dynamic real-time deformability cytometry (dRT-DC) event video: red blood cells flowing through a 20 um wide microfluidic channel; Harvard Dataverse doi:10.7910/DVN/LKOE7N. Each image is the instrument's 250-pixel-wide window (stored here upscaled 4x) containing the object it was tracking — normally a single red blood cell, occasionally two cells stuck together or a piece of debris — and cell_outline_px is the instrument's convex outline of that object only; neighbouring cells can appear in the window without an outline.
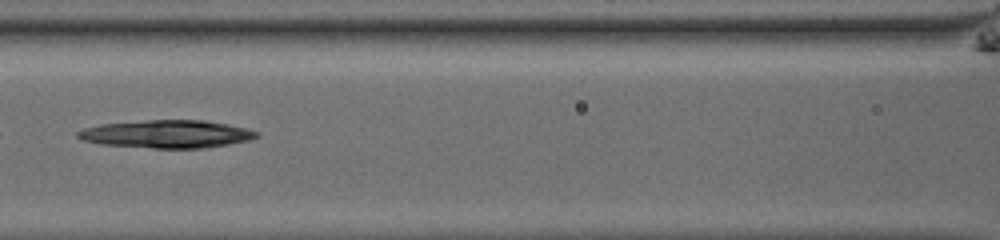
{"species": "common noctule bat (a hibernating species)", "species_latin": "Nyctalus noctula", "temperature_condition": "room temperature", "stored_images_in_passage": 51, "camera_frame_rate_fps": 3000, "um_per_image_px": 0.085, "animal": {"sex": "male", "body_mass_g": 13.0, "forearm_length_mm": 53.1}, "frame": {"image": 1, "passage_image": 26, "time_ms": 8.333, "image_size_px": [1000, 240], "cell_outline_px": [[260, 136], [248, 140], [228, 144], [204, 148], [152, 148], [100, 144], [84, 140], [76, 136], [76, 132], [84, 128], [100, 124], [148, 120], [204, 120], [228, 124], [248, 128], [260, 132]], "centroid_in_image_um": [14.2, 11.39], "position_along_channel_um": 152.4, "area_um2": 29.07}}
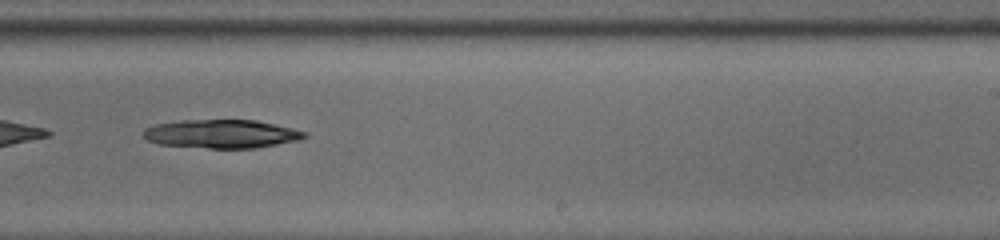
{"frame": {"image": 2, "passage_image": 35, "time_ms": 11.333, "image_size_px": [1000, 240], "cell_outline_px": [[308, 136], [300, 140], [256, 148], [208, 148], [160, 144], [148, 140], [144, 136], [144, 128], [156, 124], [180, 120], [256, 120], [292, 128], [308, 132]], "centroid_in_image_um": [18.87, 11.38], "position_along_channel_um": 270.1, "area_um2": 26.76}}
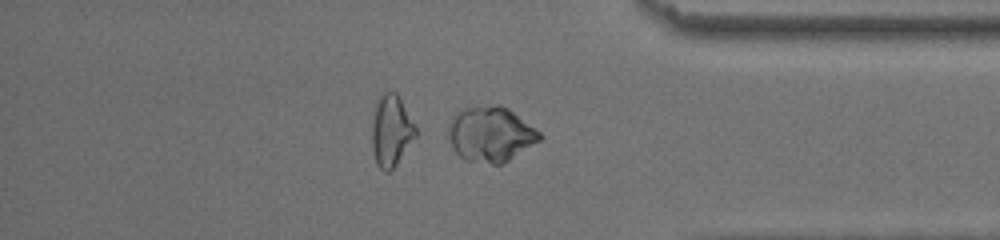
{"frame": {"image": 3, "passage_image": 45, "time_ms": 14.667, "image_size_px": [1000, 240], "cell_outline_px": [[544, 136], [540, 140], [504, 164], [492, 164], [468, 160], [460, 156], [452, 148], [448, 136], [448, 124], [452, 116], [460, 108], [472, 104], [500, 104], [508, 108], [540, 132]], "centroid_in_image_um": [41.67, 11.36], "position_along_channel_um": 393.5, "area_um2": 29.94}}